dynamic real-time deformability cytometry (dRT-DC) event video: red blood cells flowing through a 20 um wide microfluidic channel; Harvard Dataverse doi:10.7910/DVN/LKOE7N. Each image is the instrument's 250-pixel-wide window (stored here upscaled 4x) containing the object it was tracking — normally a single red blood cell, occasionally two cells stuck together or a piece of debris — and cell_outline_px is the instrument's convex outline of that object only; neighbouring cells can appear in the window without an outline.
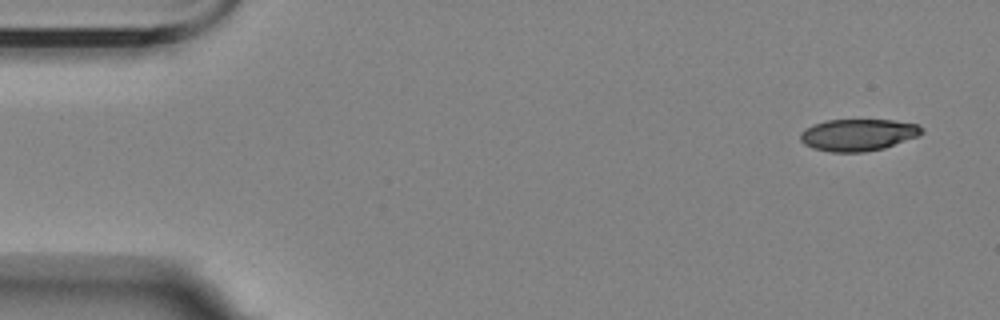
{"species": "Egyptian fruit bat (a non-hibernating species)", "species_latin": "Rousettus aegyptiacus", "temperature_condition": "room temperature", "stored_images_in_passage": 5, "camera_frame_rate_fps": 3000, "um_per_image_px": 0.085, "animal": {"sex": "female"}, "frame": {"image": 1, "passage_image": 1, "time_ms": 0.0, "image_size_px": [1000, 320], "cell_outline_px": [[924, 132], [916, 136], [884, 148], [864, 152], [832, 152], [812, 148], [804, 144], [800, 140], [800, 132], [804, 128], [812, 124], [828, 120], [892, 120], [920, 124], [924, 128]], "centroid_in_image_um": [72.91, 11.45], "position_along_channel_um": 12.1, "area_um2": 22.66}}
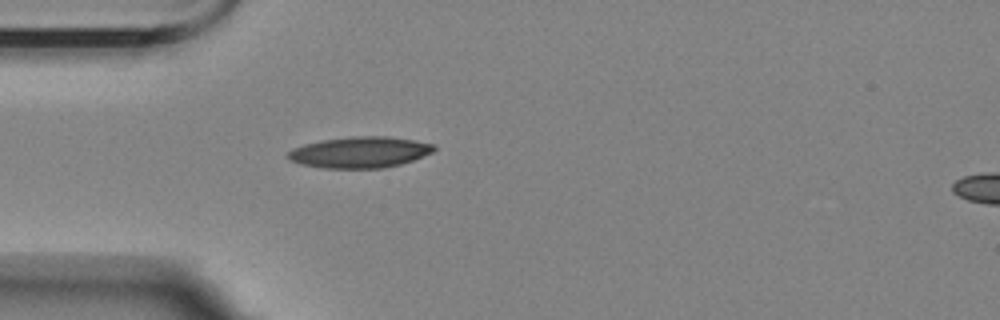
{"frame": {"image": 2, "passage_image": 5, "time_ms": 4.333, "image_size_px": [1000, 320], "cell_outline_px": [[436, 148], [432, 152], [412, 160], [400, 164], [384, 168], [324, 168], [300, 164], [284, 156], [292, 148], [304, 144], [320, 140], [352, 136], [388, 136], [436, 144]], "centroid_in_image_um": [30.56, 12.93], "position_along_channel_um": 54.4, "area_um2": 26.53}}